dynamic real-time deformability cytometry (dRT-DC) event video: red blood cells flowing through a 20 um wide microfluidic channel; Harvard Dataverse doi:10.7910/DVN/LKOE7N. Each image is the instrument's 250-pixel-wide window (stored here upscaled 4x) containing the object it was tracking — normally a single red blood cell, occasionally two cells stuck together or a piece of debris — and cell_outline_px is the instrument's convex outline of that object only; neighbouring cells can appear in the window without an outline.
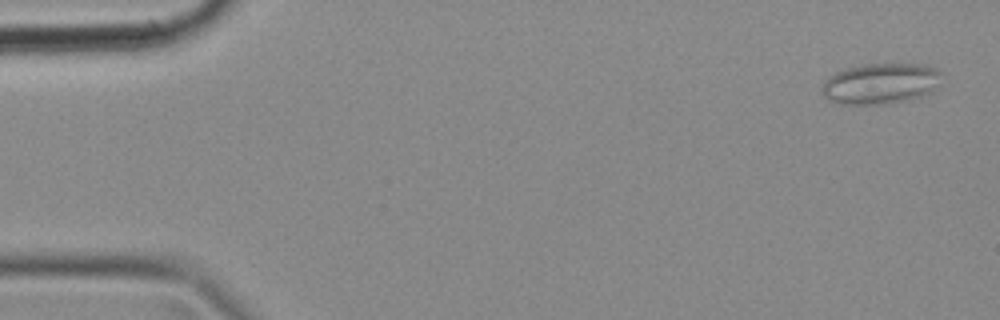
{"species": "common noctule bat (a hibernating species)", "species_latin": "Nyctalus noctula", "temperature_condition": "cold", "stored_images_in_passage": 48, "camera_frame_rate_fps": 3000, "um_per_image_px": 0.085, "animal": {"sex": "female", "body_mass_g": 18.4}, "frame": {"image": 1, "passage_image": 2, "time_ms": 0.333, "image_size_px": [1000, 320], "cell_outline_px": [[944, 72], [932, 88], [924, 96], [908, 100], [888, 104], [840, 104], [828, 100], [820, 92], [820, 88], [824, 80], [828, 76], [836, 72], [848, 68], [864, 64], [928, 64]], "centroid_in_image_um": [74.8, 7.1], "position_along_channel_um": 10.2, "area_um2": 28.67}}
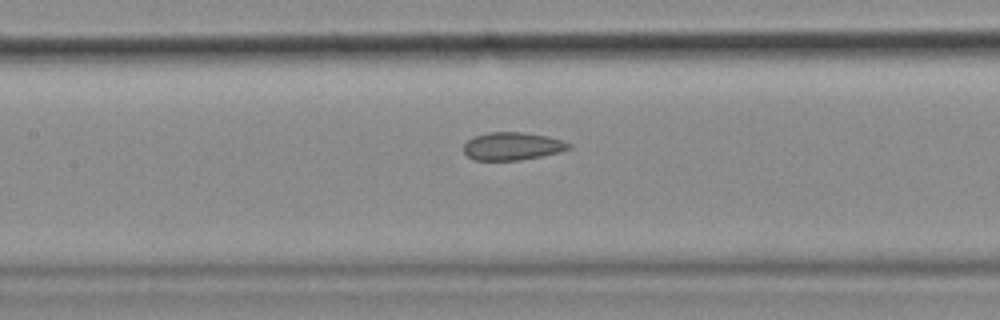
{"frame": {"image": 2, "passage_image": 22, "time_ms": 7.0, "image_size_px": [1000, 320], "cell_outline_px": [[572, 148], [560, 152], [520, 160], [472, 160], [464, 152], [464, 144], [468, 140], [476, 136], [488, 132], [524, 132], [548, 136], [572, 144]], "centroid_in_image_um": [43.56, 12.42], "position_along_channel_um": 163.8, "area_um2": 17.05}}
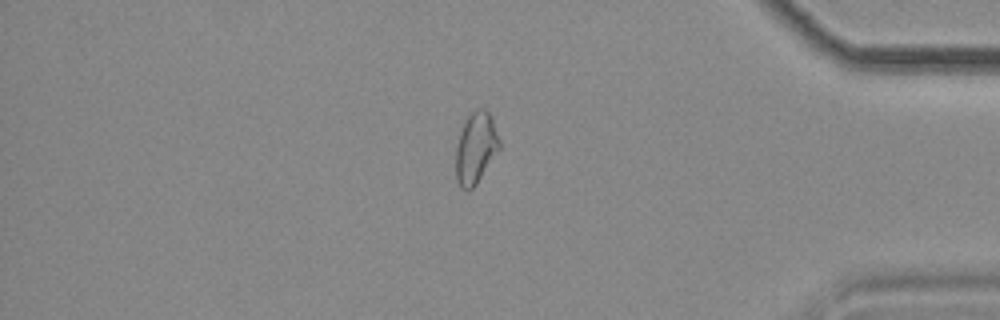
{"frame": {"image": 3, "passage_image": 41, "time_ms": 13.333, "image_size_px": [1000, 320], "cell_outline_px": [[500, 148], [476, 184], [468, 192], [460, 188], [456, 180], [456, 144], [460, 132], [468, 116], [476, 108], [484, 108], [492, 116], [500, 140]], "centroid_in_image_um": [40.44, 12.58], "position_along_channel_um": 394.8, "area_um2": 18.21}}